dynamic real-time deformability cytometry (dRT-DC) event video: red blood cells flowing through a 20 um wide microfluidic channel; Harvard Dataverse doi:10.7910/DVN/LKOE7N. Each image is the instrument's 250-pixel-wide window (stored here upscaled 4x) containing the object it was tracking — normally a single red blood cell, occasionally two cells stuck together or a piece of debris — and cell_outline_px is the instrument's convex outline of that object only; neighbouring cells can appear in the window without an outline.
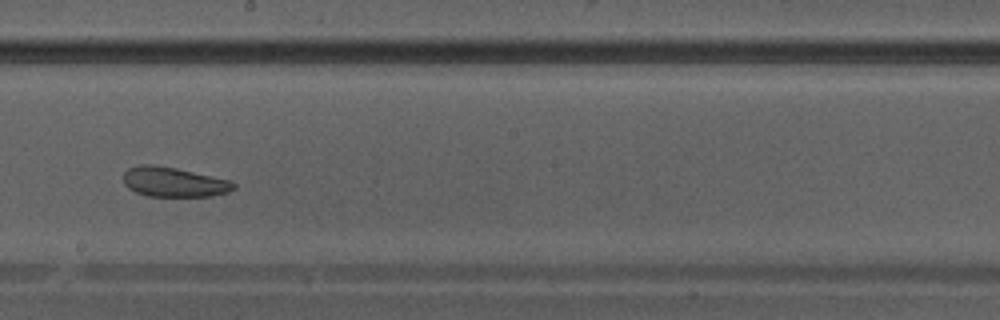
{"species": "Egyptian fruit bat (a non-hibernating species)", "species_latin": "Rousettus aegyptiacus", "temperature_condition": "warm", "stored_images_in_passage": 32, "camera_frame_rate_fps": 3000, "um_per_image_px": 0.085, "animal": {"sex": "male"}, "frame": {"image": 1, "passage_image": 19, "time_ms": 6.0, "image_size_px": [1000, 320], "cell_outline_px": [[236, 188], [228, 192], [212, 196], [148, 196], [136, 192], [128, 188], [124, 184], [124, 172], [128, 168], [140, 164], [152, 164], [176, 168], [232, 180], [236, 184]], "centroid_in_image_um": [14.79, 15.47], "position_along_channel_um": 233.4, "area_um2": 19.25}}